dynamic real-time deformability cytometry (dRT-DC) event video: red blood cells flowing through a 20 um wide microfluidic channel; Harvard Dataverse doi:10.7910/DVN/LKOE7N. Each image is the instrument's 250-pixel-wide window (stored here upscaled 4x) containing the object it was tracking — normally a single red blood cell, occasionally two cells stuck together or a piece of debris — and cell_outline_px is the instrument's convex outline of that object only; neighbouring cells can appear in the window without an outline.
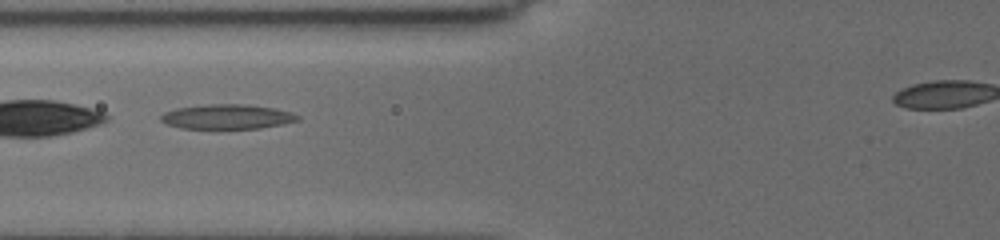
{"species": "common noctule bat (a hibernating species)", "species_latin": "Nyctalus noctula", "temperature_condition": "cold", "stored_images_in_passage": 56, "camera_frame_rate_fps": 3000, "um_per_image_px": 0.085, "animal": {"sex": "female", "body_mass_g": 19.5, "forearm_length_mm": 54.1}, "frame": {"image": 1, "passage_image": 17, "time_ms": 5.333, "image_size_px": [1000, 240], "cell_outline_px": [[300, 120], [284, 124], [260, 128], [180, 128], [168, 124], [160, 120], [160, 116], [164, 112], [176, 108], [204, 104], [248, 104], [272, 108], [292, 112], [300, 116]], "centroid_in_image_um": [19.32, 9.91], "position_along_channel_um": 106.5, "area_um2": 19.71}}
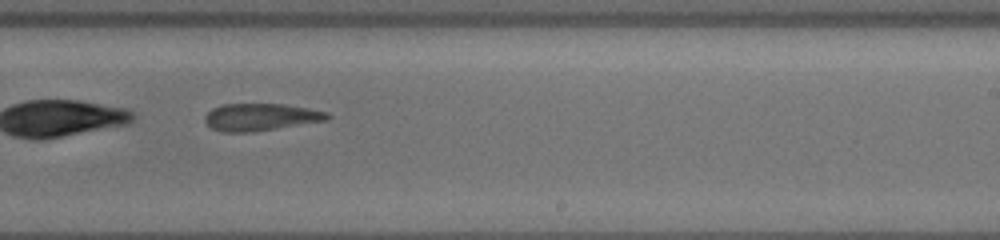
{"frame": {"image": 2, "passage_image": 34, "time_ms": 9.667, "image_size_px": [1000, 240], "cell_outline_px": [[332, 116], [328, 120], [256, 132], [220, 132], [212, 128], [204, 120], [204, 116], [212, 108], [224, 104], [284, 104], [308, 108], [328, 112]], "centroid_in_image_um": [22.18, 9.96], "position_along_channel_um": 266.8, "area_um2": 19.65}}
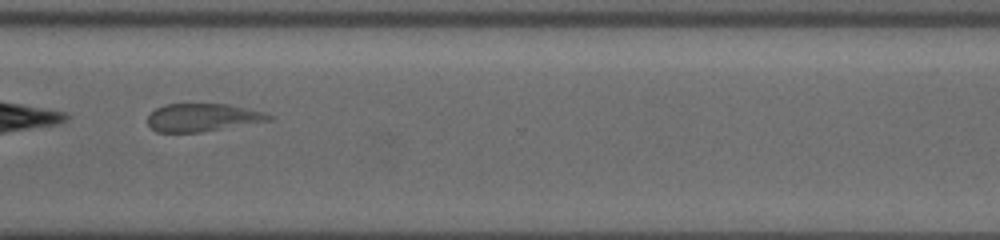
{"frame": {"image": 3, "passage_image": 45, "time_ms": 12.0, "image_size_px": [1000, 240], "cell_outline_px": [[272, 120], [200, 132], [156, 132], [148, 124], [148, 116], [156, 108], [164, 104], [228, 104], [264, 112], [272, 116]], "centroid_in_image_um": [17.2, 9.98], "position_along_channel_um": 353.4, "area_um2": 19.54}}